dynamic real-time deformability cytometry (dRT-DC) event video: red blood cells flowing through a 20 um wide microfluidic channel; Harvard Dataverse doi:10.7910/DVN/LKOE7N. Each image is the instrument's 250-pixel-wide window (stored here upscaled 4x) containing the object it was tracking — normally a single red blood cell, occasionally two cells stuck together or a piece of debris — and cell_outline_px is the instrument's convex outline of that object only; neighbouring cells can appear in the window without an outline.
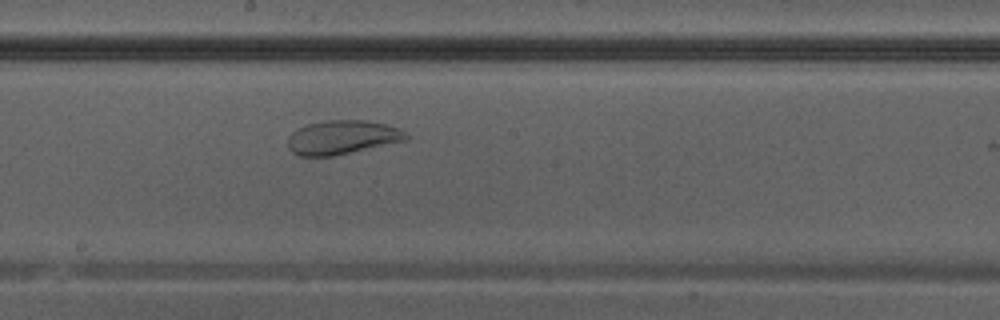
{"species": "Egyptian fruit bat (a non-hibernating species)", "species_latin": "Rousettus aegyptiacus", "temperature_condition": "warm", "stored_images_in_passage": 19, "camera_frame_rate_fps": 3000, "um_per_image_px": 0.085, "animal": {"sex": "male"}, "frame": {"image": 1, "passage_image": 16, "time_ms": 5.0, "image_size_px": [1000, 320], "cell_outline_px": [[408, 140], [332, 156], [300, 156], [292, 152], [288, 148], [288, 136], [292, 132], [308, 124], [324, 120], [368, 120], [400, 128], [408, 132]], "centroid_in_image_um": [29.11, 11.67], "position_along_channel_um": 219.1, "area_um2": 23.47}}